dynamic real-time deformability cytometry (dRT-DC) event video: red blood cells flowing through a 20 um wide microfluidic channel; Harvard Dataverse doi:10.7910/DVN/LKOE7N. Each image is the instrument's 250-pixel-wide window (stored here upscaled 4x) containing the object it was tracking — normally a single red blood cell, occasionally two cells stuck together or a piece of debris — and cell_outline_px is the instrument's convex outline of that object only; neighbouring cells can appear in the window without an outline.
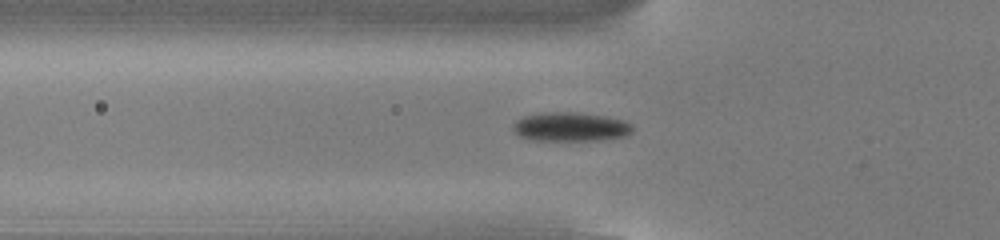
{"species": "common noctule bat (a hibernating species)", "species_latin": "Nyctalus noctula", "temperature_condition": "cold", "stored_images_in_passage": 53, "camera_frame_rate_fps": 3000, "um_per_image_px": 0.085, "animal": {"sex": "male", "body_mass_g": 13.0, "forearm_length_mm": 53.1}, "frame": {"image": 1, "passage_image": 18, "time_ms": 5.667, "image_size_px": [1000, 240], "cell_outline_px": [[632, 132], [628, 136], [600, 140], [532, 140], [520, 136], [512, 128], [512, 124], [516, 120], [524, 116], [544, 112], [572, 112], [604, 116], [624, 120], [632, 124]], "centroid_in_image_um": [48.51, 10.78], "position_along_channel_um": 77.3, "area_um2": 20.23}}
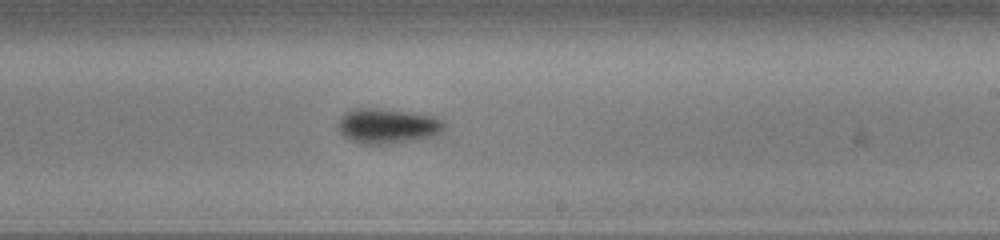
{"frame": {"image": 2, "passage_image": 32, "time_ms": 10.333, "image_size_px": [1000, 240], "cell_outline_px": [[444, 128], [440, 132], [432, 136], [412, 140], [388, 144], [364, 144], [348, 140], [340, 132], [336, 124], [340, 116], [344, 112], [352, 108], [380, 108], [408, 112], [432, 116], [444, 120]], "centroid_in_image_um": [32.86, 10.7], "position_along_channel_um": 256.1, "area_um2": 21.79}}
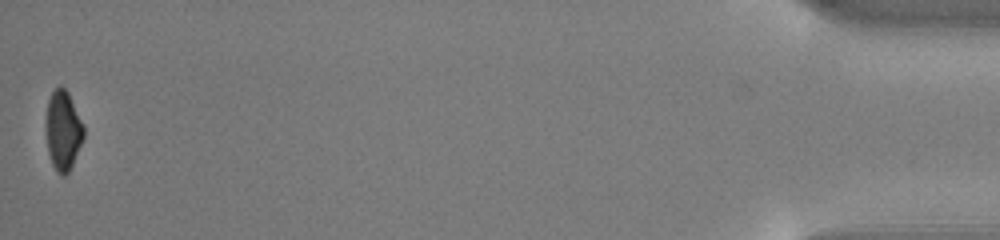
{"frame": {"image": 3, "passage_image": 53, "time_ms": 17.333, "image_size_px": [1000, 240], "cell_outline_px": [[84, 136], [72, 164], [68, 172], [64, 176], [56, 172], [52, 164], [48, 152], [44, 128], [44, 124], [48, 100], [52, 92], [60, 84], [68, 92], [84, 124]], "centroid_in_image_um": [5.33, 11.06], "position_along_channel_um": 429.9, "area_um2": 17.74}, "authors_computed_cell_mechanics": {"area_um2": 19.5942, "velocity_mm_per_s": 3.8303, "shape_relaxation_time_tau1_ms": 2.3108, "shape_relaxation_time_tau2_ms": null, "deformation_change_tau1": 0.0977, "deformation_change_tau2": null}}